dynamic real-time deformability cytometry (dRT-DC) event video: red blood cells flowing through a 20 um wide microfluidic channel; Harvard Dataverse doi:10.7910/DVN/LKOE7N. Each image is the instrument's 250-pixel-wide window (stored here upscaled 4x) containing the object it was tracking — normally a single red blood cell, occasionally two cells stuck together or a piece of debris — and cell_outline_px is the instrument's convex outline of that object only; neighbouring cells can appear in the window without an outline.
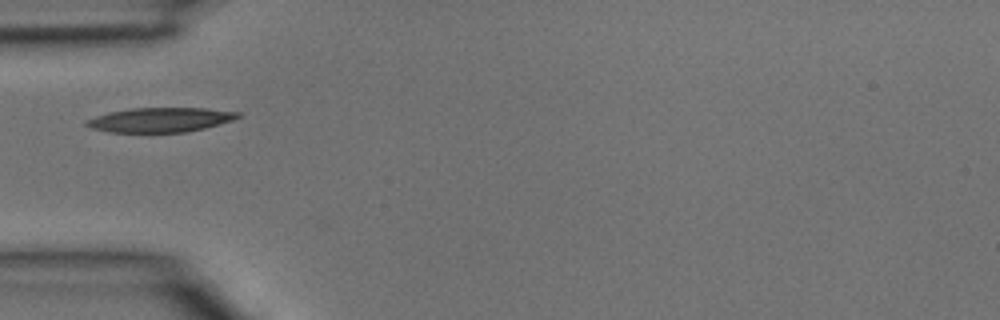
{"species": "common noctule bat (a hibernating species)", "species_latin": "Nyctalus noctula", "temperature_condition": "room temperature", "stored_images_in_passage": 5, "camera_frame_rate_fps": 3000, "um_per_image_px": 0.085, "animal": {"sex": "male", "body_mass_g": 15.6}, "frame": {"image": 1, "passage_image": 4, "time_ms": 1.0, "image_size_px": [1000, 320], "cell_outline_px": [[240, 116], [232, 120], [204, 128], [184, 132], [108, 132], [88, 128], [84, 124], [84, 120], [108, 112], [132, 108], [204, 108], [240, 112]], "centroid_in_image_um": [13.55, 10.18], "position_along_channel_um": 71.5, "area_um2": 21.62}}